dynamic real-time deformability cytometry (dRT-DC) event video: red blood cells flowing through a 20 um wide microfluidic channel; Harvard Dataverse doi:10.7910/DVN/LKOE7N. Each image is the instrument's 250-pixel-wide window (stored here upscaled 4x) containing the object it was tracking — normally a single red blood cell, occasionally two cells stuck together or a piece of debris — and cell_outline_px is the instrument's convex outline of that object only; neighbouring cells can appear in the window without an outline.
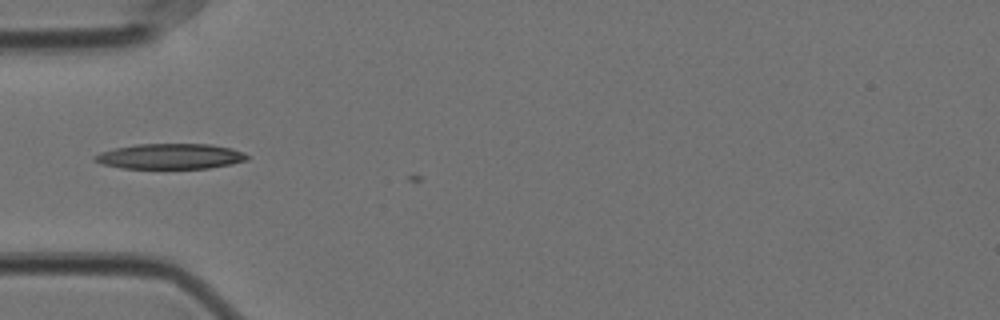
{"species": "Egyptian fruit bat (a non-hibernating species)", "species_latin": "Rousettus aegyptiacus", "temperature_condition": "cold", "stored_images_in_passage": 10, "camera_frame_rate_fps": 3000, "um_per_image_px": 0.085, "animal": {"sex": "female"}, "frame": {"image": 1, "passage_image": 9, "time_ms": 2.667, "image_size_px": [1000, 320], "cell_outline_px": [[248, 160], [232, 164], [208, 168], [120, 168], [104, 164], [92, 160], [92, 156], [100, 152], [116, 148], [136, 144], [212, 144], [232, 148], [244, 152], [248, 156]], "centroid_in_image_um": [14.49, 13.28], "position_along_channel_um": 70.5, "area_um2": 22.6}}